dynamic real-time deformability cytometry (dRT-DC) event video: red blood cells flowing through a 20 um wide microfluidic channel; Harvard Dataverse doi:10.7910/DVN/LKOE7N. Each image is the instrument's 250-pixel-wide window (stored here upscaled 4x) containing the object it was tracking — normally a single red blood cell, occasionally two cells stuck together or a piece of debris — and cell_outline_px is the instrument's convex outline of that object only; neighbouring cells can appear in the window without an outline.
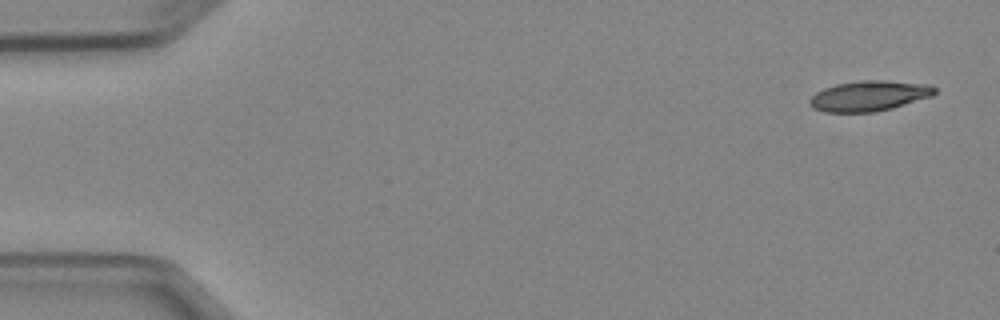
{"species": "Egyptian fruit bat (a non-hibernating species)", "species_latin": "Rousettus aegyptiacus", "temperature_condition": "cold", "stored_images_in_passage": 4, "camera_frame_rate_fps": 3000, "um_per_image_px": 0.085, "animal": {"sex": "female"}, "frame": {"image": 1, "passage_image": 1, "time_ms": 0.0, "image_size_px": [1000, 320], "cell_outline_px": [[936, 92], [932, 96], [892, 108], [876, 112], [824, 112], [812, 108], [808, 104], [808, 100], [816, 92], [824, 88], [836, 84], [860, 80], [884, 80], [932, 84], [936, 88]], "centroid_in_image_um": [73.87, 8.14], "position_along_channel_um": 11.1, "area_um2": 22.37}}
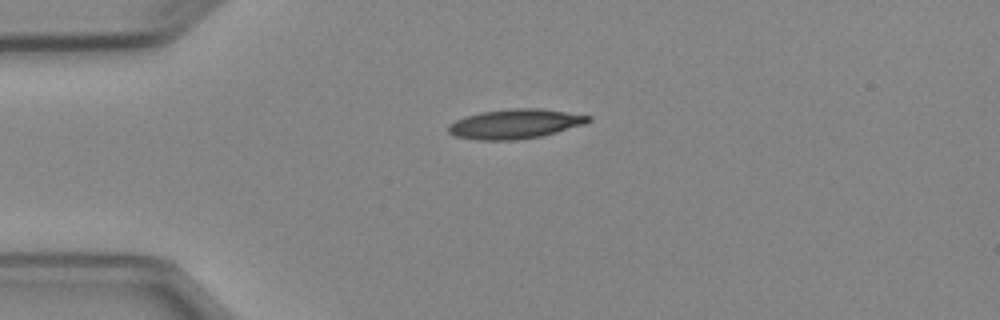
{"frame": {"image": 2, "passage_image": 3, "time_ms": 3.333, "image_size_px": [1000, 320], "cell_outline_px": [[592, 120], [584, 124], [556, 132], [540, 136], [516, 140], [476, 140], [456, 136], [448, 132], [448, 124], [464, 116], [480, 112], [512, 108], [540, 108], [592, 116]], "centroid_in_image_um": [43.76, 10.52], "position_along_channel_um": 41.2, "area_um2": 24.1}}